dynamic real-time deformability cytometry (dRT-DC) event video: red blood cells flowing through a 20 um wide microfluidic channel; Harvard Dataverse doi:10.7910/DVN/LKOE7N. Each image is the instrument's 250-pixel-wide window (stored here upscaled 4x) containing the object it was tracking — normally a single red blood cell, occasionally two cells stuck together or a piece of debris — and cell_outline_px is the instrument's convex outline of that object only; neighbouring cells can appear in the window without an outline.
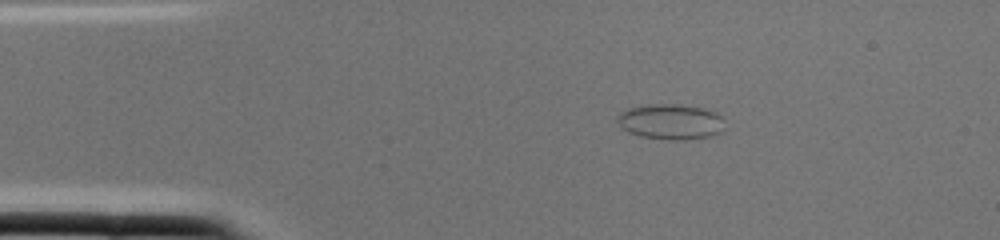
{"species": "common noctule bat (a hibernating species)", "species_latin": "Nyctalus noctula", "temperature_condition": "cold", "stored_images_in_passage": 2, "camera_frame_rate_fps": 3000, "um_per_image_px": 0.085, "animal": {"sex": "female", "body_mass_g": 22.0, "forearm_length_mm": 56.7}, "frame": {"image": 1, "passage_image": 1, "time_ms": 0.0, "image_size_px": [1000, 240], "cell_outline_px": [[720, 132], [712, 136], [684, 140], [668, 140], [640, 136], [628, 132], [620, 128], [616, 120], [616, 116], [620, 112], [628, 108], [648, 104], [680, 104], [704, 108], [716, 112], [720, 116]], "centroid_in_image_um": [56.92, 10.34], "position_along_channel_um": 28.1, "area_um2": 22.25}}